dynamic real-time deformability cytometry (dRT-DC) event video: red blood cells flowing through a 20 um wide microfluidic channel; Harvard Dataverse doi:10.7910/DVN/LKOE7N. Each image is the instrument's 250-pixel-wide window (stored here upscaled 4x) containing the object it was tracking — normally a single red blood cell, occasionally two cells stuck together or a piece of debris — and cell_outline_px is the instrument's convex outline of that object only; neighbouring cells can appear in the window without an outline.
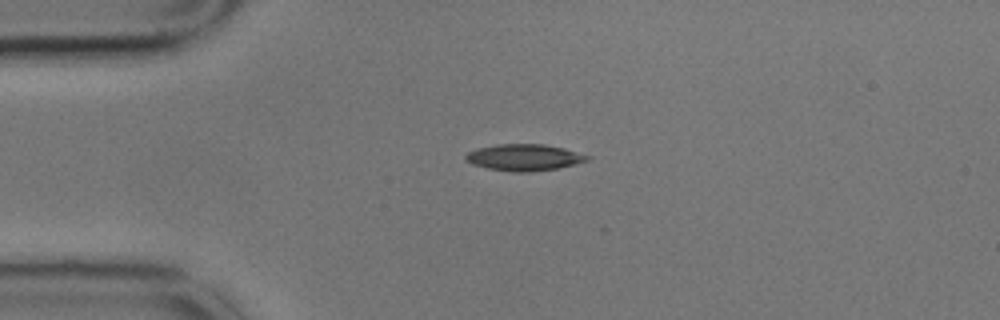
{"species": "common noctule bat (a hibernating species)", "species_latin": "Nyctalus noctula", "temperature_condition": "cold", "stored_images_in_passage": 19, "camera_frame_rate_fps": 3000, "um_per_image_px": 0.085, "animal": {"sex": "male", "body_mass_g": 17.9}, "frame": {"image": 1, "passage_image": 1, "time_ms": 0.0, "image_size_px": [1000, 320], "cell_outline_px": [[592, 156], [588, 160], [556, 168], [528, 172], [512, 172], [488, 168], [472, 164], [464, 160], [464, 156], [468, 152], [476, 148], [496, 144], [544, 144], [564, 148]], "centroid_in_image_um": [44.51, 13.37], "position_along_channel_um": 40.5, "area_um2": 18.79}}
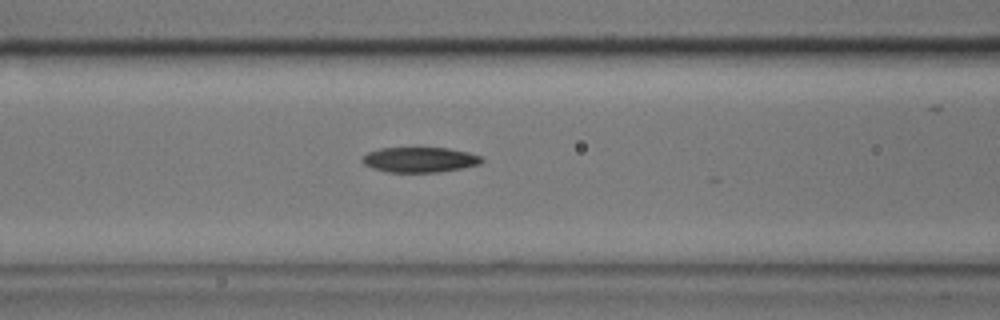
{"frame": {"image": 2, "passage_image": 11, "time_ms": 3.333, "image_size_px": [1000, 320], "cell_outline_px": [[484, 160], [480, 164], [440, 172], [388, 172], [372, 168], [364, 164], [360, 160], [368, 152], [380, 148], [448, 148], [468, 152], [480, 156]], "centroid_in_image_um": [35.66, 13.57], "position_along_channel_um": 130.9, "area_um2": 17.46}}